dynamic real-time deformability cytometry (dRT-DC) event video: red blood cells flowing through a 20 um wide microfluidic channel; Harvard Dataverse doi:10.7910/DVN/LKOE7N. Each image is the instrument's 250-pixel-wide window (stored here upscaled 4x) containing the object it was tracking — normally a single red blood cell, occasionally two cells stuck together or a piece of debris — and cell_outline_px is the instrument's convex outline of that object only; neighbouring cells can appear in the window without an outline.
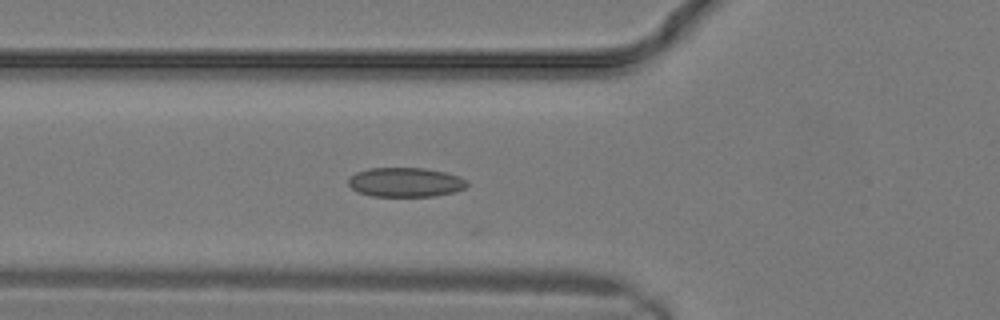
{"species": "common noctule bat (a hibernating species)", "species_latin": "Nyctalus noctula", "temperature_condition": "warm", "stored_images_in_passage": 10, "camera_frame_rate_fps": 3000, "um_per_image_px": 0.085, "animal": {"sex": "male", "body_mass_g": 19.2, "forearm_length_mm": 51.8}, "frame": {"image": 1, "passage_image": 2, "time_ms": 0.333, "image_size_px": [1000, 320], "cell_outline_px": [[468, 184], [464, 188], [452, 192], [432, 196], [372, 196], [360, 192], [352, 188], [348, 184], [348, 176], [356, 172], [368, 168], [424, 168], [444, 172], [460, 176], [468, 180]], "centroid_in_image_um": [34.45, 15.48], "position_along_channel_um": 91.4, "area_um2": 20.29}}
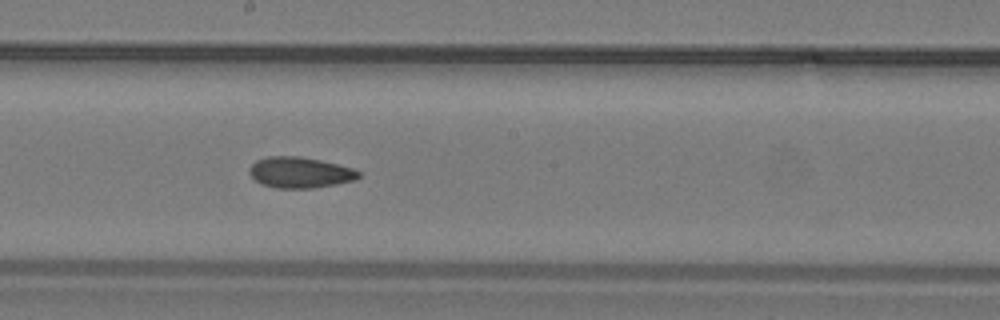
{"frame": {"image": 2, "passage_image": 7, "time_ms": 2.0, "image_size_px": [1000, 320], "cell_outline_px": [[360, 176], [356, 180], [336, 184], [312, 188], [276, 188], [260, 184], [248, 172], [252, 164], [256, 160], [268, 156], [296, 156], [320, 160], [352, 168], [360, 172]], "centroid_in_image_um": [25.48, 14.66], "position_along_channel_um": 222.7, "area_um2": 19.59}}
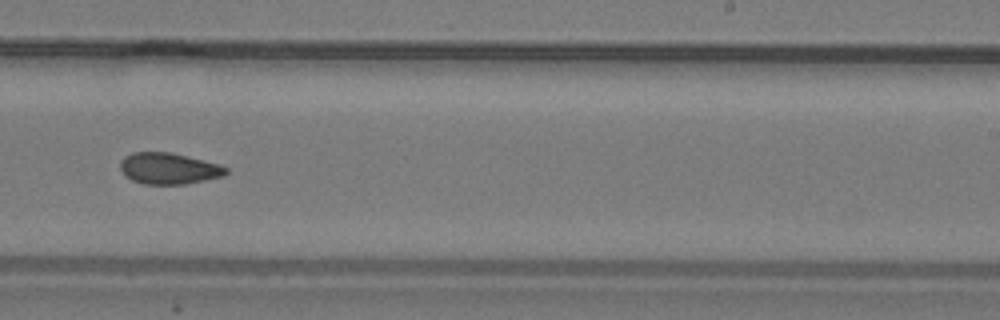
{"frame": {"image": 3, "passage_image": 9, "time_ms": 2.667, "image_size_px": [1000, 320], "cell_outline_px": [[228, 172], [224, 176], [184, 184], [144, 184], [132, 180], [124, 176], [120, 168], [120, 160], [124, 156], [132, 152], [172, 152], [220, 164], [228, 168]], "centroid_in_image_um": [14.33, 14.31], "position_along_channel_um": 274.7, "area_um2": 19.48}}